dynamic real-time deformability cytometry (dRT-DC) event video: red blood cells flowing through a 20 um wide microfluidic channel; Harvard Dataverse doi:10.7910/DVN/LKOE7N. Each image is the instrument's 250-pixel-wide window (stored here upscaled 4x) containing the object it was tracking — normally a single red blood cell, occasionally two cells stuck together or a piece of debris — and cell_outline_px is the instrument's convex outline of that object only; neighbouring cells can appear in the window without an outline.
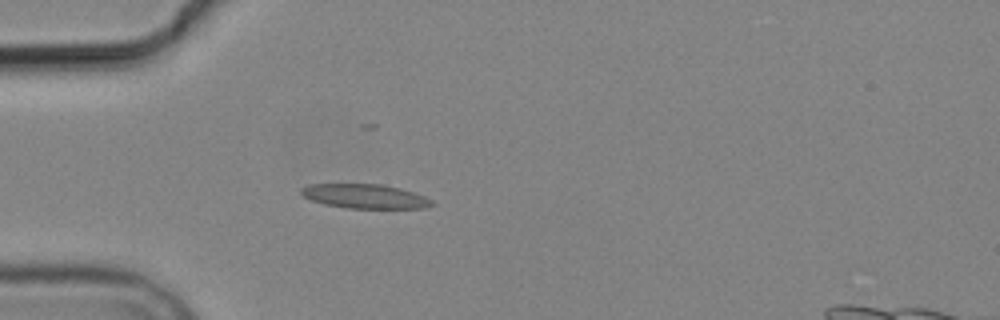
{"species": "common noctule bat (a hibernating species)", "species_latin": "Nyctalus noctula", "temperature_condition": "cold", "stored_images_in_passage": 3, "camera_frame_rate_fps": 3000, "um_per_image_px": 0.085, "animal": {"sex": "male", "body_mass_g": 19.2, "forearm_length_mm": 51.8}, "frame": {"image": 1, "passage_image": 3, "time_ms": 2.333, "image_size_px": [1000, 320], "cell_outline_px": [[436, 204], [424, 208], [348, 208], [324, 204], [312, 200], [304, 196], [300, 192], [300, 188], [308, 184], [380, 184], [400, 188], [424, 196], [432, 200]], "centroid_in_image_um": [31.02, 16.68], "position_along_channel_um": 54.0, "area_um2": 18.44}}